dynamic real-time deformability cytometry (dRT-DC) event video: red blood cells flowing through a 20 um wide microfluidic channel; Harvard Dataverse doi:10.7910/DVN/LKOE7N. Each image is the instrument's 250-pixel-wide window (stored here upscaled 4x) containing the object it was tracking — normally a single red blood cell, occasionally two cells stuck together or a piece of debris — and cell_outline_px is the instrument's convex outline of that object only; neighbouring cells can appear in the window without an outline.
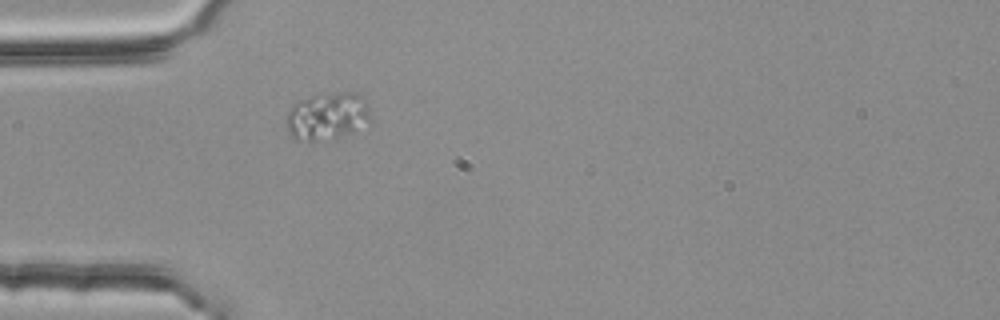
{"species": "common noctule bat (a hibernating species)", "species_latin": "Nyctalus noctula", "temperature_condition": "room temperature", "stored_images_in_passage": 1, "camera_frame_rate_fps": 3000, "um_per_image_px": 0.085, "animal": {"sex": "female", "body_mass_g": 25.1}, "frame": {"image": 1, "passage_image": 1, "time_ms": 0.0, "image_size_px": [1000, 320], "cell_outline_px": [[372, 124], [336, 136], [316, 140], [292, 140], [288, 132], [284, 120], [288, 108], [296, 100], [308, 96], [340, 92], [356, 92], [364, 96], [368, 108]], "centroid_in_image_um": [27.77, 9.84], "position_along_channel_um": 57.2, "area_um2": 23.7}}